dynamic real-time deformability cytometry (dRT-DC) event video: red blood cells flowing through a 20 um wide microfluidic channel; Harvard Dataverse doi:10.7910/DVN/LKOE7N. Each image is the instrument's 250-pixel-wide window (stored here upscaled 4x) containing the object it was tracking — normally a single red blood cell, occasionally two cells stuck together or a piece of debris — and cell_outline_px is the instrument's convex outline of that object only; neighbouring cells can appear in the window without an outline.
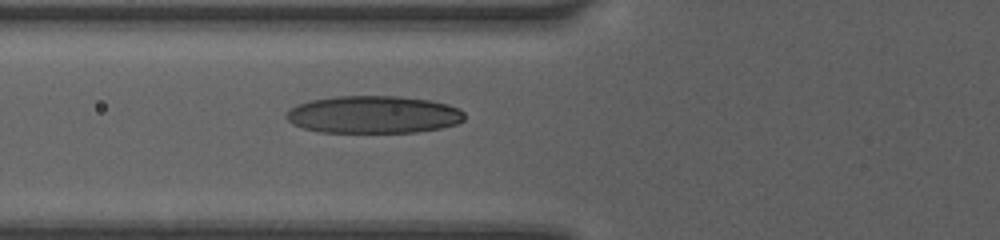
{"species": "human", "species_latin": "Homo sapiens", "temperature_condition": "room temperature", "stored_images_in_passage": 2, "camera_frame_rate_fps": 3000, "um_per_image_px": 0.085, "donor": {"sex": "female"}, "frame": {"image": 1, "passage_image": 2, "time_ms": 1.0, "image_size_px": [1000, 240], "cell_outline_px": [[464, 120], [456, 124], [440, 128], [416, 132], [320, 132], [304, 128], [292, 124], [284, 116], [296, 104], [308, 100], [336, 96], [400, 96], [432, 100], [448, 104], [460, 108], [464, 112]], "centroid_in_image_um": [31.75, 9.73], "position_along_channel_um": 94.0, "area_um2": 39.19}}